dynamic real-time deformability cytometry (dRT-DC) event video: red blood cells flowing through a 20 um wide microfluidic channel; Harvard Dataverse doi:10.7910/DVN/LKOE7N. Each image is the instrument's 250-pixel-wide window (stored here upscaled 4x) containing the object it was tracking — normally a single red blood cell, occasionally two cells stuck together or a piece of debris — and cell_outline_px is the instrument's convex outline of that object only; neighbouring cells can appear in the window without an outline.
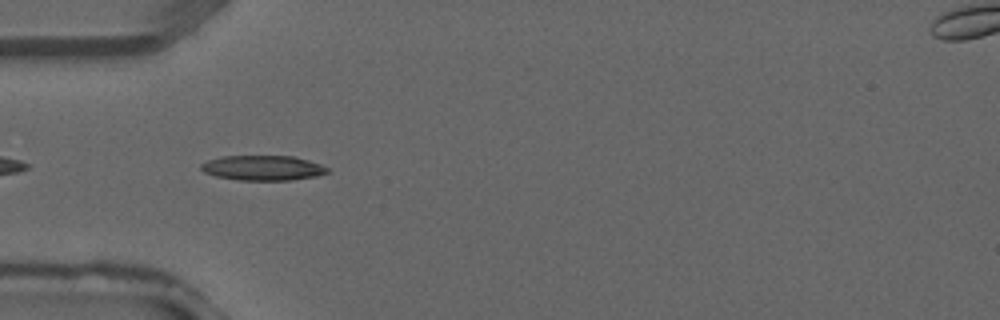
{"species": "common noctule bat (a hibernating species)", "species_latin": "Nyctalus noctula", "temperature_condition": "warm", "stored_images_in_passage": 33, "camera_frame_rate_fps": 3000, "um_per_image_px": 0.085, "animal": {"sex": "male", "forearm_length_mm": 52.5}, "frame": {"image": 1, "passage_image": 7, "time_ms": 2.0, "image_size_px": [1000, 320], "cell_outline_px": [[328, 172], [316, 176], [292, 180], [240, 180], [216, 176], [204, 172], [200, 168], [200, 164], [208, 160], [220, 156], [292, 156], [308, 160], [320, 164], [328, 168]], "centroid_in_image_um": [22.32, 14.27], "position_along_channel_um": 62.7, "area_um2": 18.32}}
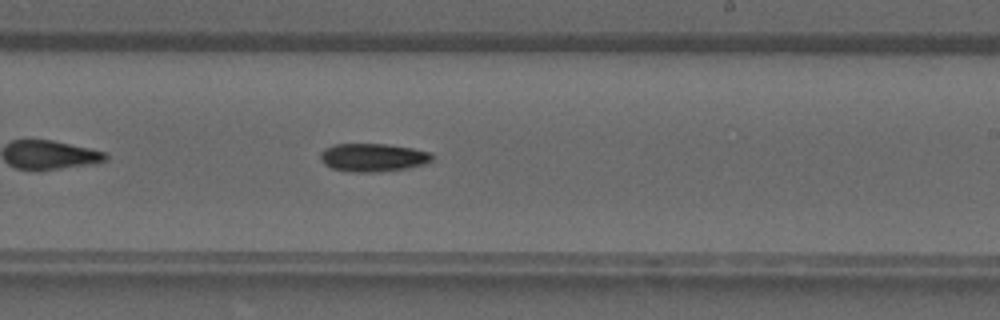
{"frame": {"image": 2, "passage_image": 18, "time_ms": 5.667, "image_size_px": [1000, 320], "cell_outline_px": [[432, 160], [424, 164], [408, 168], [376, 172], [348, 172], [332, 168], [324, 164], [320, 160], [320, 152], [324, 148], [336, 144], [384, 144], [412, 148], [432, 152]], "centroid_in_image_um": [31.68, 13.39], "position_along_channel_um": 257.3, "area_um2": 18.44}}
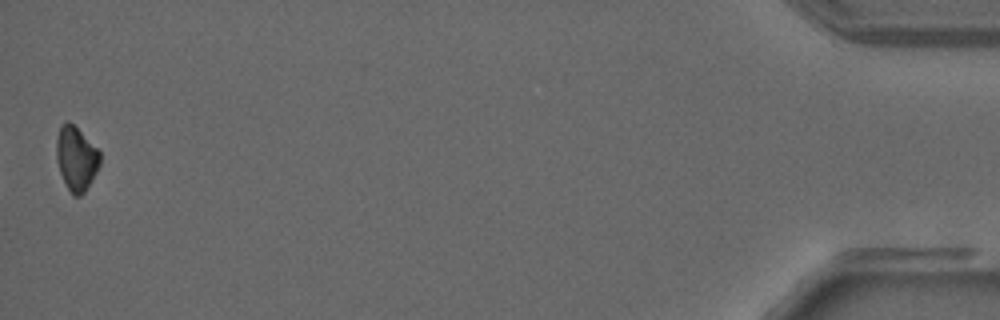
{"frame": {"image": 3, "passage_image": 33, "time_ms": 10.667, "image_size_px": [1000, 320], "cell_outline_px": [[100, 164], [92, 180], [84, 192], [80, 196], [72, 196], [60, 172], [56, 160], [56, 140], [60, 124], [68, 120], [100, 152]], "centroid_in_image_um": [6.45, 13.48], "position_along_channel_um": 428.7, "area_um2": 16.07}}